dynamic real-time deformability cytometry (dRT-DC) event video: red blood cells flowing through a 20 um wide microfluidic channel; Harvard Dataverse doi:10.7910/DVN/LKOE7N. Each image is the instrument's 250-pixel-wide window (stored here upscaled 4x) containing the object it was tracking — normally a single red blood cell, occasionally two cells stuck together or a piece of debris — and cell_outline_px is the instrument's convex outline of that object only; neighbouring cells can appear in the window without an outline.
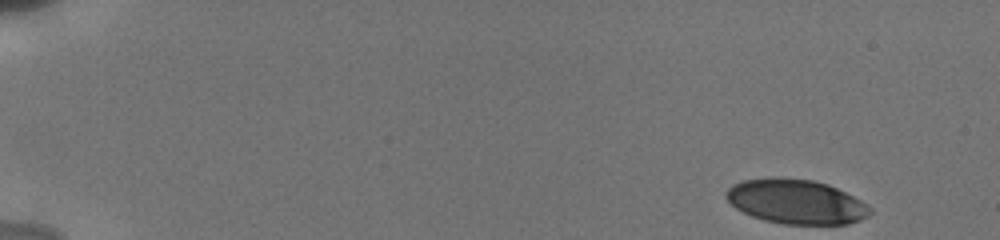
{"species": "human", "species_latin": "Homo sapiens", "temperature_condition": "cold", "stored_images_in_passage": 4, "camera_frame_rate_fps": 3000, "um_per_image_px": 0.085, "donor": {"sex": "male"}, "frame": {"image": 1, "passage_image": 1, "time_ms": 0.0, "image_size_px": [1000, 240], "cell_outline_px": [[872, 212], [868, 216], [860, 220], [848, 224], [784, 224], [764, 220], [752, 216], [736, 208], [724, 196], [724, 192], [732, 184], [744, 180], [768, 176], [776, 176], [812, 180], [828, 184], [860, 200], [872, 208]], "centroid_in_image_um": [67.64, 17.12], "position_along_channel_um": 17.4, "area_um2": 37.51}}